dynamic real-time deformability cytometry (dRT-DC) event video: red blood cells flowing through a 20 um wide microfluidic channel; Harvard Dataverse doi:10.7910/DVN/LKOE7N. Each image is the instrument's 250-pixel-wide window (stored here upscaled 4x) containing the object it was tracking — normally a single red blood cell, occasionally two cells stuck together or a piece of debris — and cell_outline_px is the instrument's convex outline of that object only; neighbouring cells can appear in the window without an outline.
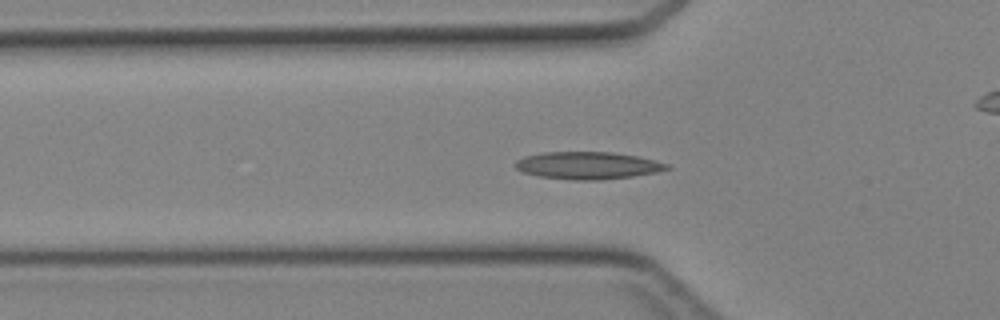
{"species": "Egyptian fruit bat (a non-hibernating species)", "species_latin": "Rousettus aegyptiacus", "temperature_condition": "cold", "stored_images_in_passage": 47, "camera_frame_rate_fps": 3000, "um_per_image_px": 0.085, "animal": {"sex": "female"}, "frame": {"image": 1, "passage_image": 16, "time_ms": 5.0, "image_size_px": [1000, 320], "cell_outline_px": [[672, 168], [656, 172], [632, 176], [600, 180], [572, 180], [540, 176], [524, 172], [516, 168], [512, 164], [516, 160], [524, 156], [544, 152], [612, 152], [636, 156], [656, 160], [672, 164]], "centroid_in_image_um": [49.98, 14.06], "position_along_channel_um": 75.8, "area_um2": 24.28}}
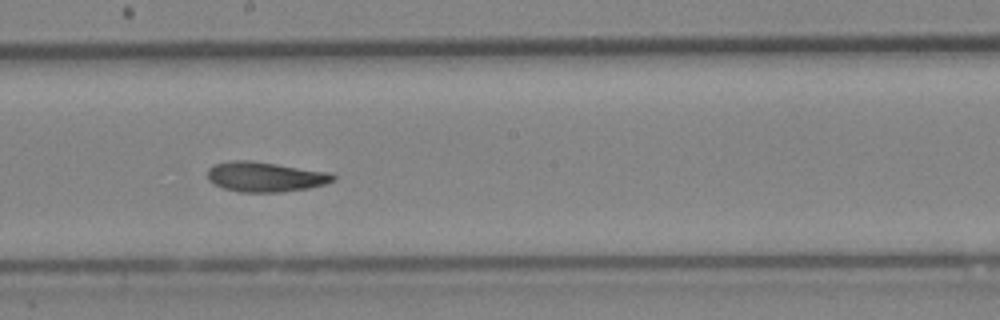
{"frame": {"image": 2, "passage_image": 26, "time_ms": 8.333, "image_size_px": [1000, 320], "cell_outline_px": [[336, 180], [324, 184], [308, 188], [280, 192], [240, 192], [224, 188], [208, 180], [208, 168], [212, 164], [232, 160], [252, 160], [328, 172], [336, 176]], "centroid_in_image_um": [22.53, 15.02], "position_along_channel_um": 225.7, "area_um2": 21.91}}
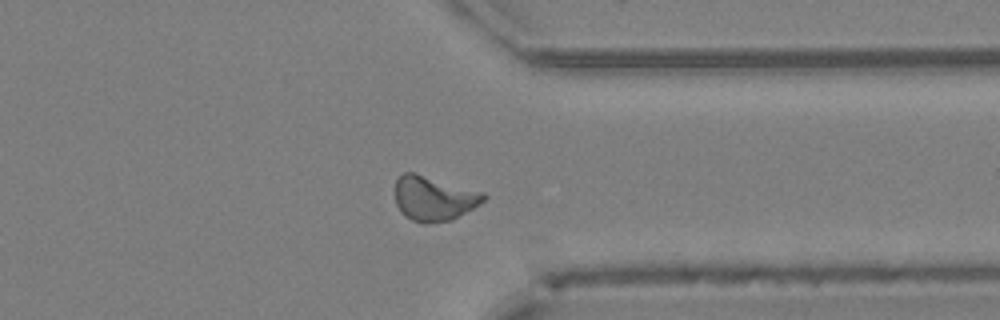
{"frame": {"image": 3, "passage_image": 36, "time_ms": 11.667, "image_size_px": [1000, 320], "cell_outline_px": [[488, 196], [480, 204], [452, 220], [424, 224], [412, 220], [404, 216], [396, 204], [396, 180], [404, 172], [416, 172], [484, 192]], "centroid_in_image_um": [36.89, 16.86], "position_along_channel_um": 374.5, "area_um2": 23.24}}